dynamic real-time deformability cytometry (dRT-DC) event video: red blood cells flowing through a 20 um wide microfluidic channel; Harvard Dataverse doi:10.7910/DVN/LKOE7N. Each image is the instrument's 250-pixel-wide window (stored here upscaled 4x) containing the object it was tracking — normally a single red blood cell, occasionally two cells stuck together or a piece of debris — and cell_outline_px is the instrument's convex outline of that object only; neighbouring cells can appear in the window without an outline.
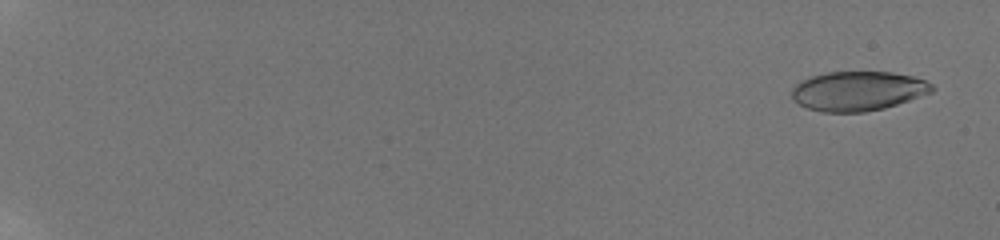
{"species": "human", "species_latin": "Homo sapiens", "temperature_condition": "room temperature", "stored_images_in_passage": 42, "camera_frame_rate_fps": 3000, "um_per_image_px": 0.085, "donor": {"sex": "male"}, "frame": {"image": 1, "passage_image": 2, "time_ms": 0.333, "image_size_px": [1000, 240], "cell_outline_px": [[936, 88], [932, 92], [884, 108], [864, 112], [820, 112], [808, 108], [792, 100], [792, 88], [800, 80], [812, 76], [828, 72], [892, 72], [912, 76], [924, 80], [932, 84]], "centroid_in_image_um": [72.91, 7.73], "position_along_channel_um": 12.1, "area_um2": 32.19}}
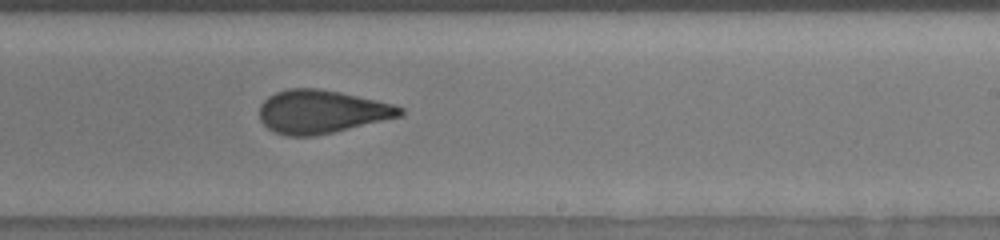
{"frame": {"image": 2, "passage_image": 28, "time_ms": 12.667, "image_size_px": [1000, 240], "cell_outline_px": [[404, 112], [400, 116], [316, 136], [284, 136], [268, 128], [260, 120], [260, 104], [268, 96], [276, 92], [288, 88], [320, 88], [340, 92], [376, 100], [392, 104], [404, 108]], "centroid_in_image_um": [27.3, 9.49], "position_along_channel_um": 261.7, "area_um2": 35.32}}
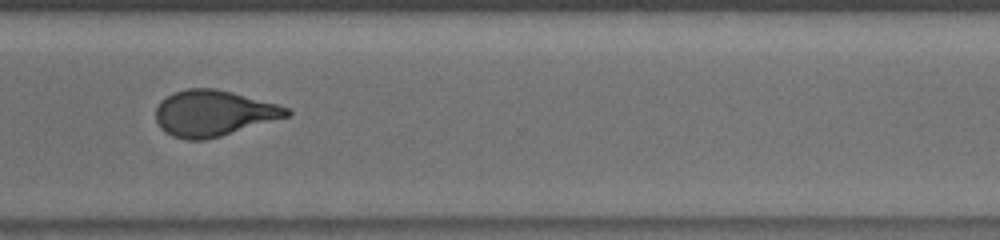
{"frame": {"image": 3, "passage_image": 35, "time_ms": 15.0, "image_size_px": [1000, 240], "cell_outline_px": [[292, 112], [288, 116], [220, 136], [204, 140], [188, 140], [172, 136], [164, 132], [160, 128], [156, 120], [156, 108], [160, 100], [172, 92], [188, 88], [216, 88], [280, 104], [292, 108]], "centroid_in_image_um": [18.14, 9.61], "position_along_channel_um": 352.5, "area_um2": 35.26}, "authors_computed_cell_mechanics": {"area_um2": 35.0846, "velocity_mm_per_s": 3.8954, "shape_relaxation_time_tau1_ms": 6.1817, "shape_relaxation_time_tau2_ms": 1.2713, "deformation_change_tau1": 0.2047, "deformation_change_tau2": 0.0744}}